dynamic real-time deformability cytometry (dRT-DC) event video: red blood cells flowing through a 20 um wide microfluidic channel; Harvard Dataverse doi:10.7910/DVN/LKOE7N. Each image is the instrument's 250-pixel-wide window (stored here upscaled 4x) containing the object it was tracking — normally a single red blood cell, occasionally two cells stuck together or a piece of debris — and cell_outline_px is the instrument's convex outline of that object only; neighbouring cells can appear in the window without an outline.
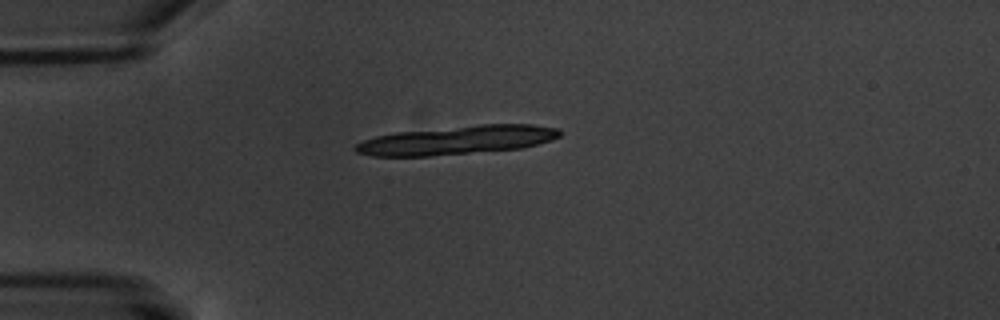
{"species": "common noctule bat (a hibernating species)", "species_latin": "Nyctalus noctula", "temperature_condition": "warm", "stored_images_in_passage": 3, "camera_frame_rate_fps": 3000, "um_per_image_px": 0.085, "animal": {"sex": "male", "body_mass_g": 20.1, "forearm_length_mm": 53.5}, "frame": {"image": 1, "passage_image": 1, "time_ms": 0.0, "image_size_px": [1000, 320], "cell_outline_px": [[560, 136], [552, 140], [520, 148], [428, 156], [372, 156], [356, 152], [352, 148], [356, 144], [364, 140], [376, 136], [396, 132], [480, 124], [532, 124], [560, 128]], "centroid_in_image_um": [38.84, 11.9], "position_along_channel_um": 46.2, "area_um2": 34.04}}